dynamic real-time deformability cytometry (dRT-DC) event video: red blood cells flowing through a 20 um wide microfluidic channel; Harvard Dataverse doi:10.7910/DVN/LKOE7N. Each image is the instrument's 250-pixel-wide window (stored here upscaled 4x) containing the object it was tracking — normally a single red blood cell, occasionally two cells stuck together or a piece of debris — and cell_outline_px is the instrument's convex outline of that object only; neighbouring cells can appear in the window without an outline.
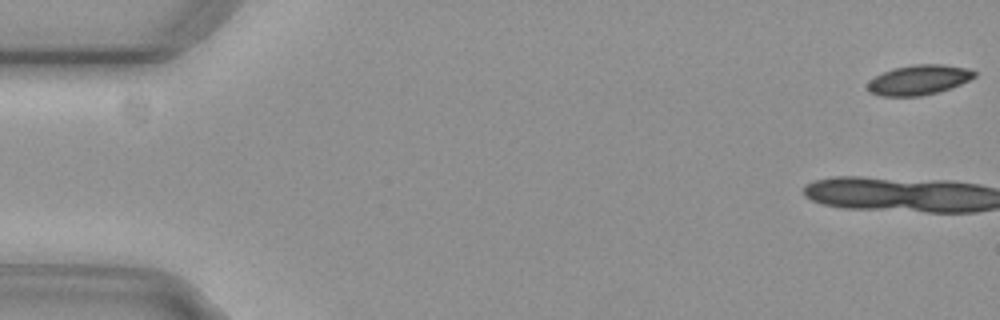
{"species": "common noctule bat (a hibernating species)", "species_latin": "Nyctalus noctula", "temperature_condition": "cold", "stored_images_in_passage": 10, "camera_frame_rate_fps": 3000, "um_per_image_px": 0.085, "animal": {"sex": "female", "body_mass_g": 29.2, "forearm_length_mm": 56.3}, "frame": {"image": 1, "passage_image": 1, "time_ms": 0.0, "image_size_px": [1000, 320], "cell_outline_px": [[976, 76], [960, 84], [936, 92], [920, 96], [880, 96], [868, 92], [868, 80], [892, 68], [912, 64], [944, 64], [968, 68], [976, 72]], "centroid_in_image_um": [78.07, 6.78], "position_along_channel_um": 6.9, "area_um2": 18.61}}